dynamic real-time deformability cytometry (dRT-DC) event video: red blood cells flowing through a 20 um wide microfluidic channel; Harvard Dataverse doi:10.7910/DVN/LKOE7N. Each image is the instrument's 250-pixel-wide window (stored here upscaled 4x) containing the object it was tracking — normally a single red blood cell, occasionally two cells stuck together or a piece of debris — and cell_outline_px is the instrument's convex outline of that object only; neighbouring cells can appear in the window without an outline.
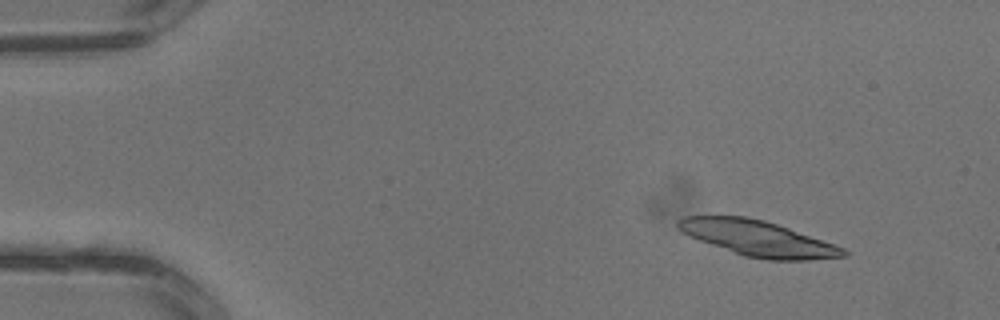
{"species": "common noctule bat (a hibernating species)", "species_latin": "Nyctalus noctula", "temperature_condition": "warm", "stored_images_in_passage": 2, "camera_frame_rate_fps": 3000, "um_per_image_px": 0.085, "animal": {"sex": "male", "body_mass_g": 13.3}, "frame": {"image": 1, "passage_image": 1, "time_ms": 0.0, "image_size_px": [1000, 320], "cell_outline_px": [[848, 256], [808, 260], [768, 260], [744, 256], [688, 236], [676, 224], [676, 220], [684, 216], [744, 216], [764, 220], [788, 228], [844, 248], [848, 252]], "centroid_in_image_um": [64.41, 20.26], "position_along_channel_um": 20.6, "area_um2": 33.81}}